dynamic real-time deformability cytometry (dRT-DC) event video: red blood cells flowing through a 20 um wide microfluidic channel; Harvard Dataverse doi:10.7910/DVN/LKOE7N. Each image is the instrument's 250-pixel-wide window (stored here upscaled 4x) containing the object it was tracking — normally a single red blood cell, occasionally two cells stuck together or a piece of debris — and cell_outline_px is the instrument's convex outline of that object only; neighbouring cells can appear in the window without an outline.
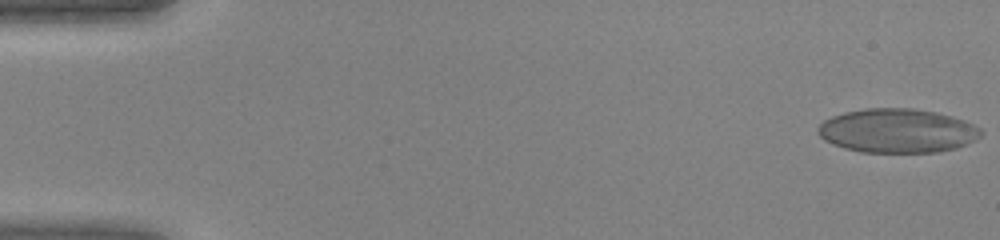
{"species": "human", "species_latin": "Homo sapiens", "temperature_condition": "warm", "stored_images_in_passage": 46, "camera_frame_rate_fps": 3000, "um_per_image_px": 0.085, "donor": {"sex": "female"}, "frame": {"image": 1, "passage_image": 1, "time_ms": 0.0, "image_size_px": [1000, 240], "cell_outline_px": [[984, 132], [976, 140], [956, 148], [940, 152], [860, 152], [844, 148], [832, 144], [824, 140], [816, 132], [816, 128], [824, 120], [832, 116], [844, 112], [864, 108], [912, 108], [936, 112], [952, 116], [964, 120], [980, 128]], "centroid_in_image_um": [76.26, 11.11], "position_along_channel_um": 8.7, "area_um2": 42.14}}
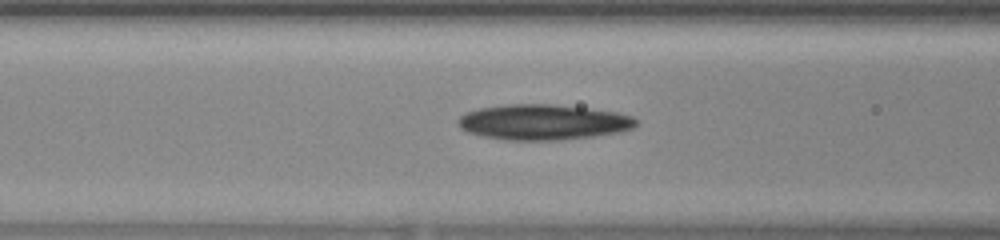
{"frame": {"image": 2, "passage_image": 19, "time_ms": 6.0, "image_size_px": [1000, 240], "cell_outline_px": [[640, 120], [632, 128], [616, 132], [592, 136], [560, 140], [508, 140], [484, 136], [468, 132], [460, 128], [456, 124], [460, 116], [468, 112], [480, 108], [508, 104], [552, 104], [616, 112], [632, 116]], "centroid_in_image_um": [46.15, 10.38], "position_along_channel_um": 120.4, "area_um2": 36.47}}
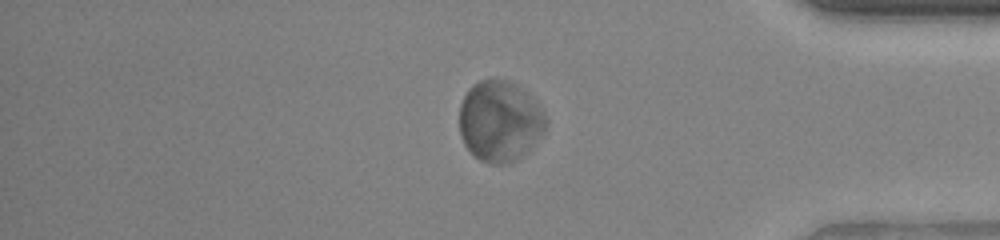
{"frame": {"image": 3, "passage_image": 39, "time_ms": 12.667, "image_size_px": [1000, 240], "cell_outline_px": [[548, 124], [544, 132], [528, 152], [516, 160], [504, 164], [492, 164], [480, 160], [464, 144], [460, 136], [460, 104], [468, 88], [472, 84], [480, 80], [512, 80], [528, 92], [544, 112], [548, 120]], "centroid_in_image_um": [42.52, 10.29], "position_along_channel_um": 392.7, "area_um2": 41.21}}